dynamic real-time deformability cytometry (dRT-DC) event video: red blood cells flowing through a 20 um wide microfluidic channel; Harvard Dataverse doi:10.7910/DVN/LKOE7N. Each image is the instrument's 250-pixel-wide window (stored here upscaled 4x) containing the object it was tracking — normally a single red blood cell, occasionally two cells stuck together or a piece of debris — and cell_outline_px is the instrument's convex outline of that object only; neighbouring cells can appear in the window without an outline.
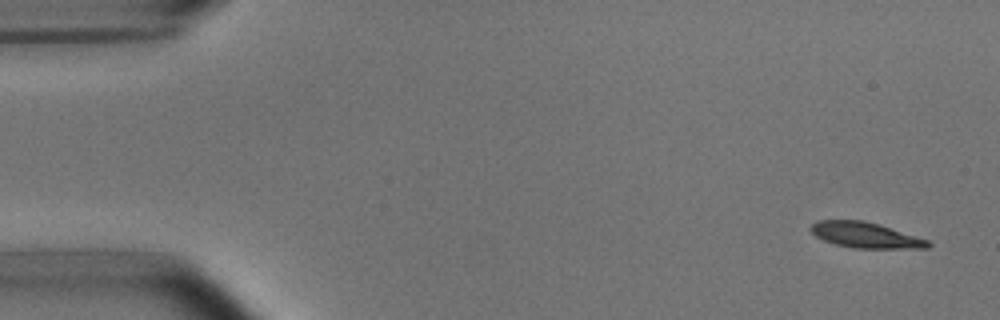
{"species": "common noctule bat (a hibernating species)", "species_latin": "Nyctalus noctula", "temperature_condition": "room temperature", "stored_images_in_passage": 5, "camera_frame_rate_fps": 3000, "um_per_image_px": 0.085, "animal": {"sex": "male", "body_mass_g": 15.6}, "frame": {"image": 1, "passage_image": 1, "time_ms": 0.0, "image_size_px": [1000, 320], "cell_outline_px": [[932, 244], [928, 248], [852, 248], [836, 244], [824, 240], [816, 236], [808, 228], [812, 224], [820, 220], [864, 220], [880, 224], [928, 240]], "centroid_in_image_um": [73.57, 19.98], "position_along_channel_um": 11.4, "area_um2": 17.46}}
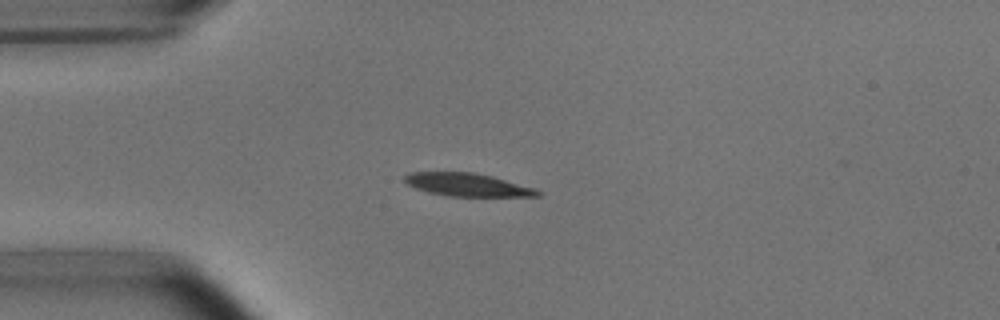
{"frame": {"image": 2, "passage_image": 4, "time_ms": 3.667, "image_size_px": [1000, 320], "cell_outline_px": [[544, 192], [540, 196], [448, 196], [428, 192], [416, 188], [408, 184], [404, 180], [404, 176], [408, 172], [472, 172], [492, 176], [536, 188]], "centroid_in_image_um": [39.76, 15.7], "position_along_channel_um": 45.2, "area_um2": 17.86}}